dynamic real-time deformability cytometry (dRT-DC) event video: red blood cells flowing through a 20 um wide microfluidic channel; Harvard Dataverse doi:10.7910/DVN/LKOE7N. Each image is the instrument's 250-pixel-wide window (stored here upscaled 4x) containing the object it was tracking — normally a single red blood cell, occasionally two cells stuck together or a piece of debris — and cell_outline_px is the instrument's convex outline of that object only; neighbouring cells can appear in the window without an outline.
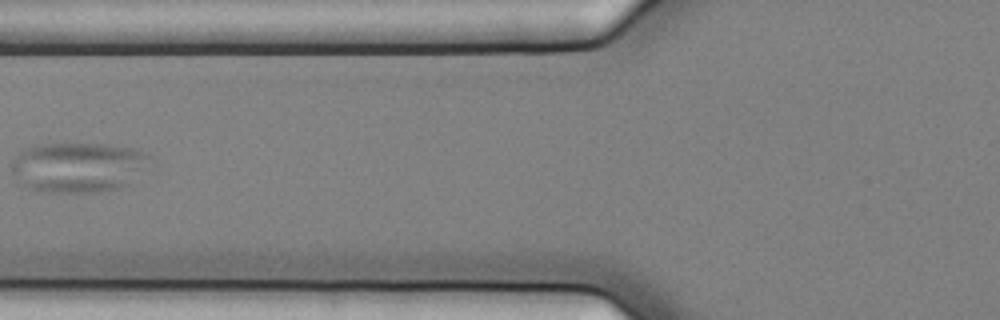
{"species": "common noctule bat (a hibernating species)", "species_latin": "Nyctalus noctula", "temperature_condition": "cold", "stored_images_in_passage": 11, "camera_frame_rate_fps": 3000, "um_per_image_px": 0.085, "animal": {"sex": "female", "body_mass_g": 25.1}, "frame": {"image": 1, "passage_image": 3, "time_ms": 0.667, "image_size_px": [1000, 320], "cell_outline_px": [[156, 168], [152, 172], [120, 188], [96, 192], [36, 192], [28, 188], [12, 172], [12, 160], [20, 152], [36, 144], [104, 144], [136, 148], [148, 152], [152, 156]], "centroid_in_image_um": [6.85, 14.21], "position_along_channel_um": 118.9, "area_um2": 41.73}}
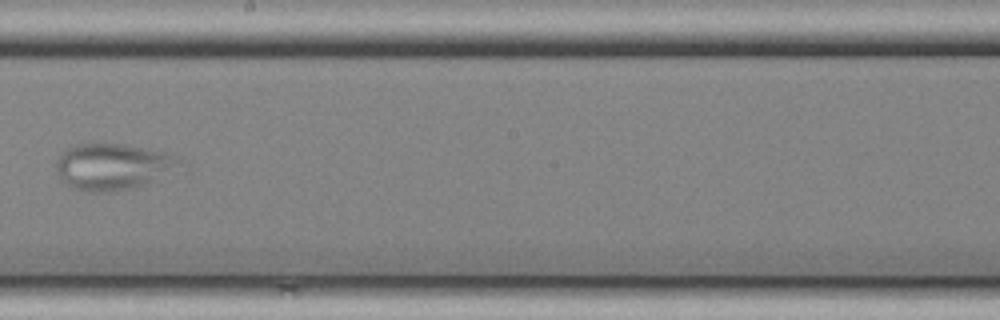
{"frame": {"image": 2, "passage_image": 6, "time_ms": 1.667, "image_size_px": [1000, 320], "cell_outline_px": [[172, 156], [164, 168], [152, 180], [136, 188], [104, 192], [84, 192], [72, 188], [60, 180], [56, 168], [56, 160], [60, 152], [72, 144], [124, 144], [164, 152]], "centroid_in_image_um": [9.25, 14.17], "position_along_channel_um": 239.0, "area_um2": 31.73}}
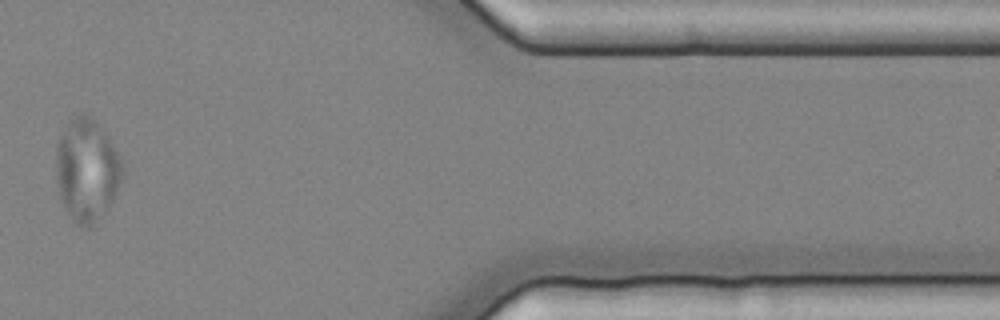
{"frame": {"image": 3, "passage_image": 10, "time_ms": 3.0, "image_size_px": [1000, 320], "cell_outline_px": [[124, 172], [120, 184], [112, 200], [92, 224], [88, 228], [84, 228], [76, 224], [68, 216], [60, 200], [56, 180], [56, 156], [60, 140], [68, 120], [84, 112], [92, 116], [100, 124], [120, 156], [124, 164]], "centroid_in_image_um": [7.38, 14.44], "position_along_channel_um": 404.0, "area_um2": 39.71}}